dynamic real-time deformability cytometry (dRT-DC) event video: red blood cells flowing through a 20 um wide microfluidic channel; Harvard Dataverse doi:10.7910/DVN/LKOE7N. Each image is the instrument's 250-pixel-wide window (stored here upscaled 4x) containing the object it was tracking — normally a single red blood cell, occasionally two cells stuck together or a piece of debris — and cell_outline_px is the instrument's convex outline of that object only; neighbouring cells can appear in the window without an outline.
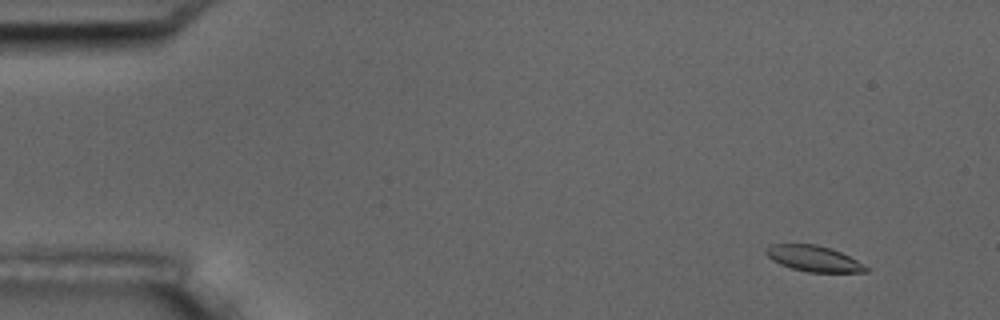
{"species": "common noctule bat (a hibernating species)", "species_latin": "Nyctalus noctula", "temperature_condition": "room temperature", "stored_images_in_passage": 4, "camera_frame_rate_fps": 3000, "um_per_image_px": 0.085, "animal": {"sex": "male", "body_mass_g": 17.5, "forearm_length_mm": 52.3}, "frame": {"image": 1, "passage_image": 1, "time_ms": 0.0, "image_size_px": [1000, 320], "cell_outline_px": [[868, 272], [808, 272], [792, 268], [780, 264], [772, 260], [764, 252], [772, 244], [816, 244], [832, 248], [864, 264], [868, 268]], "centroid_in_image_um": [69.17, 21.98], "position_along_channel_um": 15.8, "area_um2": 14.91}}
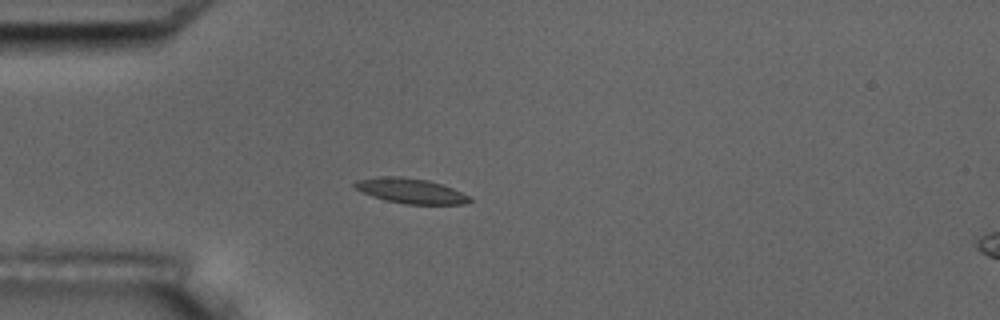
{"frame": {"image": 2, "passage_image": 4, "time_ms": 3.667, "image_size_px": [1000, 320], "cell_outline_px": [[472, 200], [464, 204], [404, 204], [384, 200], [372, 196], [356, 188], [352, 184], [356, 180], [380, 176], [400, 176], [428, 180], [452, 188], [472, 196]], "centroid_in_image_um": [34.92, 16.22], "position_along_channel_um": 50.1, "area_um2": 16.82}}